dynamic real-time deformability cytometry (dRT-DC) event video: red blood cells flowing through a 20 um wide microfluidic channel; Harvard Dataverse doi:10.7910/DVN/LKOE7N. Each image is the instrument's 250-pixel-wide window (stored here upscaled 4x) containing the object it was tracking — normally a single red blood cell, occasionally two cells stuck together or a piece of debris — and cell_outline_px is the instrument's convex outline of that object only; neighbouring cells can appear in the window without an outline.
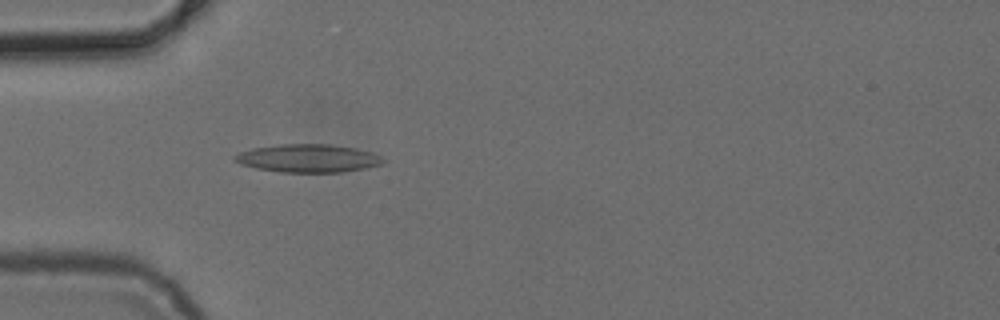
{"species": "common noctule bat (a hibernating species)", "species_latin": "Nyctalus noctula", "temperature_condition": "cold", "stored_images_in_passage": 1, "camera_frame_rate_fps": 3000, "um_per_image_px": 0.085, "animal": {"sex": "female", "body_mass_g": 24.6, "forearm_length_mm": 56.2}, "frame": {"image": 1, "passage_image": 1, "time_ms": 0.0, "image_size_px": [1000, 320], "cell_outline_px": [[384, 160], [380, 164], [364, 168], [340, 172], [280, 172], [256, 168], [240, 164], [232, 160], [232, 156], [240, 152], [252, 148], [276, 144], [332, 144], [356, 148], [372, 152], [380, 156]], "centroid_in_image_um": [26.13, 13.44], "position_along_channel_um": 58.9, "area_um2": 24.33}}